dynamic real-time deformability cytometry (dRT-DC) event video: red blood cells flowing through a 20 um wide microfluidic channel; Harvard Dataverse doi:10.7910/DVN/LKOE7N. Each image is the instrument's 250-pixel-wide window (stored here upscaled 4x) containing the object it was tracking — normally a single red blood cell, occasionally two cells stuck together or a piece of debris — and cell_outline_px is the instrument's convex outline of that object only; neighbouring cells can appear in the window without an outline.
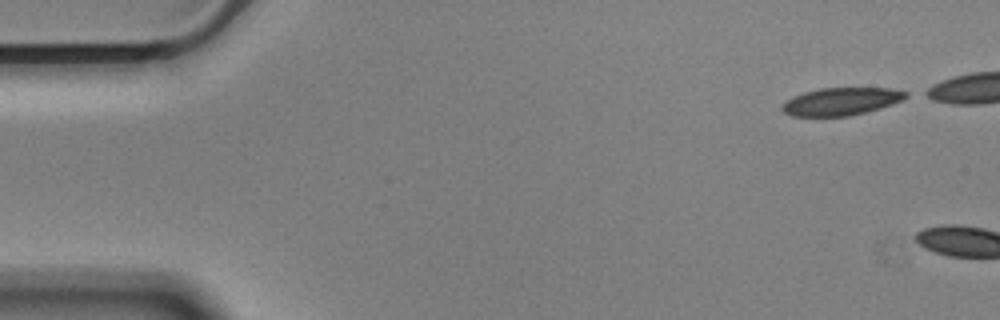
{"species": "Egyptian fruit bat (a non-hibernating species)", "species_latin": "Rousettus aegyptiacus", "temperature_condition": "cold", "stored_images_in_passage": 4, "camera_frame_rate_fps": 3000, "um_per_image_px": 0.085, "animal": {"sex": "male"}, "frame": {"image": 1, "passage_image": 1, "time_ms": 0.0, "image_size_px": [1000, 320], "cell_outline_px": [[912, 96], [904, 100], [880, 108], [848, 116], [792, 116], [784, 112], [780, 108], [792, 96], [804, 92], [820, 88], [892, 88], [908, 92]], "centroid_in_image_um": [71.56, 8.61], "position_along_channel_um": 13.4, "area_um2": 20.0}}